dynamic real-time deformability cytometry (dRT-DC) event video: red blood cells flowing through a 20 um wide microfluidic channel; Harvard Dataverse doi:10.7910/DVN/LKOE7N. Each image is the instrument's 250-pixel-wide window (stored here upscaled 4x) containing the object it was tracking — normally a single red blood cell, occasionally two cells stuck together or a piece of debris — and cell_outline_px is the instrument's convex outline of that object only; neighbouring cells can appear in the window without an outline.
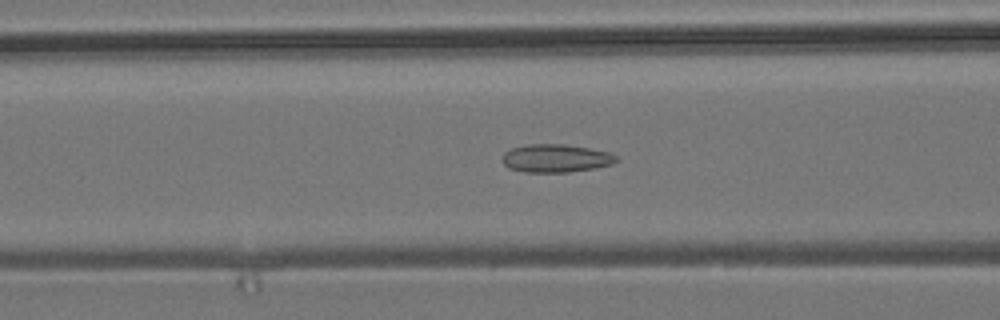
{"species": "common noctule bat (a hibernating species)", "species_latin": "Nyctalus noctula", "temperature_condition": "room temperature", "stored_images_in_passage": 36, "camera_frame_rate_fps": 3000, "um_per_image_px": 0.085, "animal": {"sex": "male", "body_mass_g": 19.2, "forearm_length_mm": 51.8}, "frame": {"image": 1, "passage_image": 10, "time_ms": 3.0, "image_size_px": [1000, 320], "cell_outline_px": [[620, 160], [612, 164], [592, 168], [568, 172], [524, 172], [508, 168], [504, 164], [504, 152], [512, 148], [528, 144], [564, 144], [588, 148], [608, 152], [616, 156]], "centroid_in_image_um": [47.24, 13.45], "position_along_channel_um": 119.4, "area_um2": 18.5}}
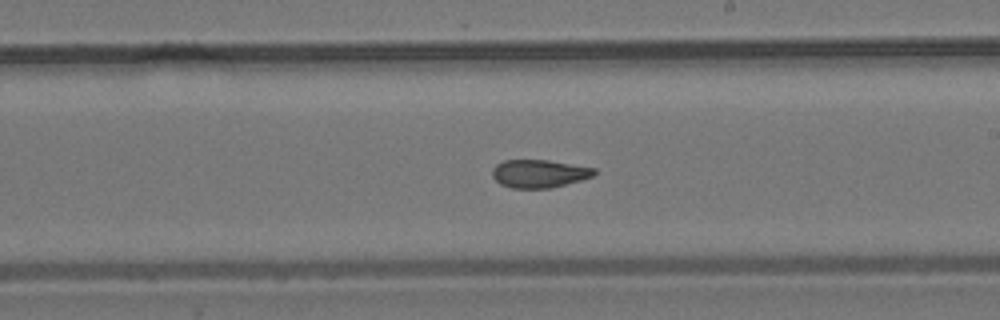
{"frame": {"image": 2, "passage_image": 20, "time_ms": 6.333, "image_size_px": [1000, 320], "cell_outline_px": [[596, 172], [592, 176], [580, 180], [548, 188], [512, 188], [500, 184], [492, 176], [492, 168], [496, 164], [504, 160], [548, 160], [596, 168]], "centroid_in_image_um": [45.79, 14.75], "position_along_channel_um": 243.2, "area_um2": 16.53}}
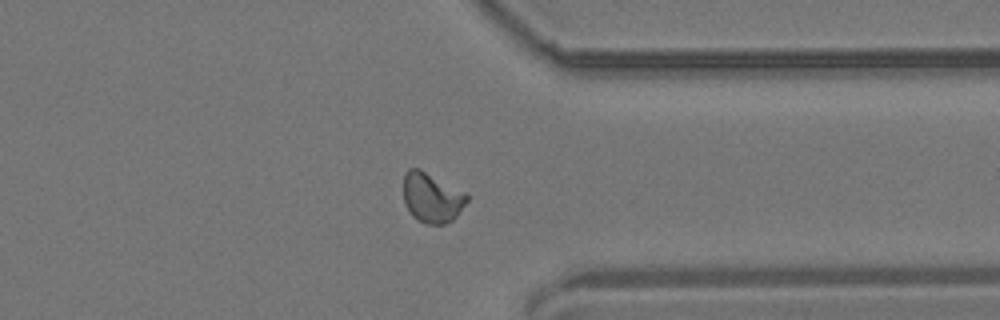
{"frame": {"image": 3, "passage_image": 31, "time_ms": 10.0, "image_size_px": [1000, 320], "cell_outline_px": [[468, 200], [456, 216], [452, 220], [444, 224], [428, 224], [412, 216], [404, 200], [404, 176], [408, 168], [420, 168], [464, 192], [468, 196]], "centroid_in_image_um": [36.7, 16.78], "position_along_channel_um": 374.7, "area_um2": 18.15}, "authors_computed_cell_mechanics": {"area_um2": 17.5712, "velocity_mm_per_s": 3.7154, "shape_relaxation_time_tau1_ms": null, "shape_relaxation_time_tau2_ms": 1.2784, "deformation_change_tau1": null, "deformation_change_tau2": 0.0682}}